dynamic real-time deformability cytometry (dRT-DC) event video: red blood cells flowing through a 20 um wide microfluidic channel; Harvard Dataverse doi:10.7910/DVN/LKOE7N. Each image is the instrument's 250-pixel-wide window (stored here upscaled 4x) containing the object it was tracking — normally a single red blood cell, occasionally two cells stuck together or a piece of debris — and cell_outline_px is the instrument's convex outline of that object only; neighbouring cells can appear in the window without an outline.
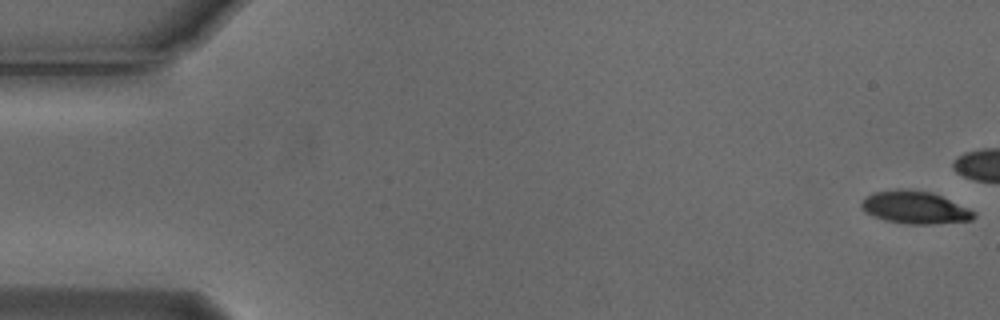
{"species": "Egyptian fruit bat (a non-hibernating species)", "species_latin": "Rousettus aegyptiacus", "temperature_condition": "cold", "stored_images_in_passage": 3, "camera_frame_rate_fps": 3000, "um_per_image_px": 0.085, "animal": {"sex": "male"}, "frame": {"image": 1, "passage_image": 1, "time_ms": 0.0, "image_size_px": [1000, 320], "cell_outline_px": [[976, 216], [972, 220], [932, 224], [908, 224], [888, 220], [872, 216], [864, 212], [860, 204], [868, 196], [876, 192], [896, 188], [932, 192], [968, 208], [976, 212]], "centroid_in_image_um": [77.78, 17.63], "position_along_channel_um": 7.2, "area_um2": 21.15}}